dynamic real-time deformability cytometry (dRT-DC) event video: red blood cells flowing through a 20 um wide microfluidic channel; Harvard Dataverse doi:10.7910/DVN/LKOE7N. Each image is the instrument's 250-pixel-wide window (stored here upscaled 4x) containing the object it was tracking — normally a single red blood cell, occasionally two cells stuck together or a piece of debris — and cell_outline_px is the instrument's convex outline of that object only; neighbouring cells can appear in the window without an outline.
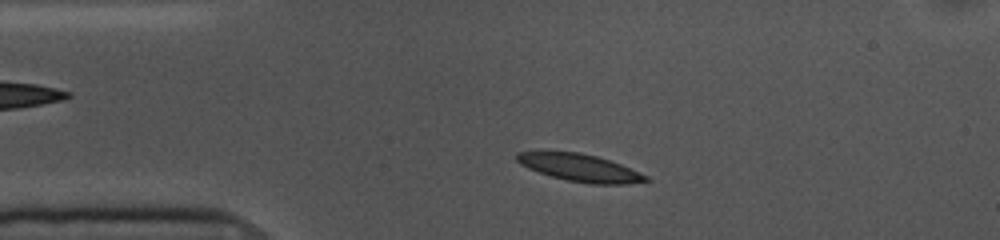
{"species": "common noctule bat (a hibernating species)", "species_latin": "Nyctalus noctula", "temperature_condition": "cold", "stored_images_in_passage": 50, "camera_frame_rate_fps": 3000, "um_per_image_px": 0.085, "animal": {"sex": "female", "body_mass_g": 10.0, "forearm_length_mm": 53.1}, "frame": {"image": 1, "passage_image": 6, "time_ms": 1.667, "image_size_px": [1000, 240], "cell_outline_px": [[652, 180], [624, 184], [592, 184], [568, 180], [552, 176], [528, 168], [520, 164], [516, 160], [516, 152], [580, 152], [596, 156], [620, 164], [648, 176]], "centroid_in_image_um": [49.3, 14.26], "position_along_channel_um": 35.7, "area_um2": 20.23}}
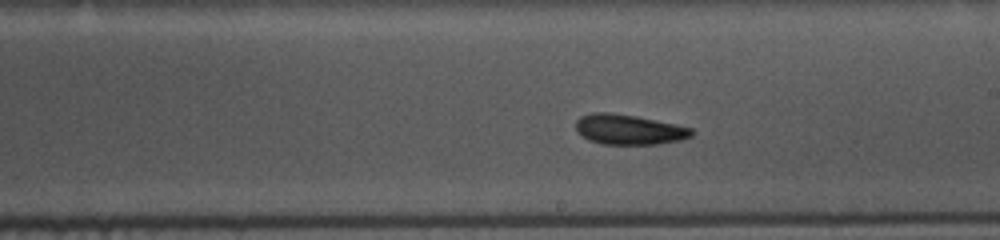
{"frame": {"image": 2, "passage_image": 25, "time_ms": 8.0, "image_size_px": [1000, 240], "cell_outline_px": [[692, 136], [680, 140], [656, 144], [604, 144], [588, 140], [576, 132], [576, 120], [580, 116], [592, 112], [612, 112], [636, 116], [676, 124], [692, 128]], "centroid_in_image_um": [53.41, 11.0], "position_along_channel_um": 235.6, "area_um2": 20.4}}
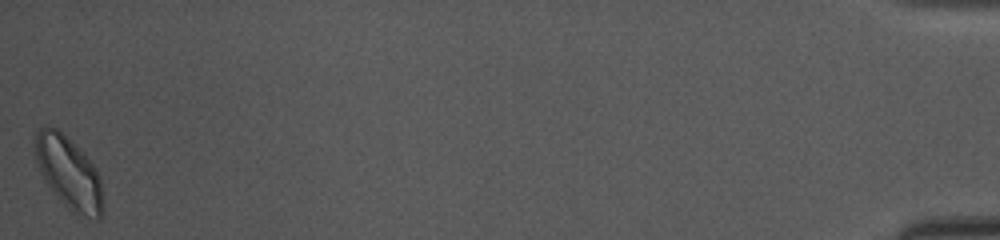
{"frame": {"image": 3, "passage_image": 50, "time_ms": 16.333, "image_size_px": [1000, 240], "cell_outline_px": [[104, 208], [100, 220], [96, 220], [76, 216], [60, 200], [44, 180], [40, 172], [36, 160], [36, 132], [44, 124], [48, 124], [56, 128], [84, 152], [96, 168], [100, 176], [104, 196]], "centroid_in_image_um": [5.91, 14.74], "position_along_channel_um": 429.3, "area_um2": 29.13}, "authors_computed_cell_mechanics": {"area_um2": 20.519, "velocity_mm_per_s": 3.5525, "shape_relaxation_time_tau1_ms": 3.0176, "shape_relaxation_time_tau2_ms": 3.556, "deformation_change_tau1": 0.109, "deformation_change_tau2": 0.1041}}